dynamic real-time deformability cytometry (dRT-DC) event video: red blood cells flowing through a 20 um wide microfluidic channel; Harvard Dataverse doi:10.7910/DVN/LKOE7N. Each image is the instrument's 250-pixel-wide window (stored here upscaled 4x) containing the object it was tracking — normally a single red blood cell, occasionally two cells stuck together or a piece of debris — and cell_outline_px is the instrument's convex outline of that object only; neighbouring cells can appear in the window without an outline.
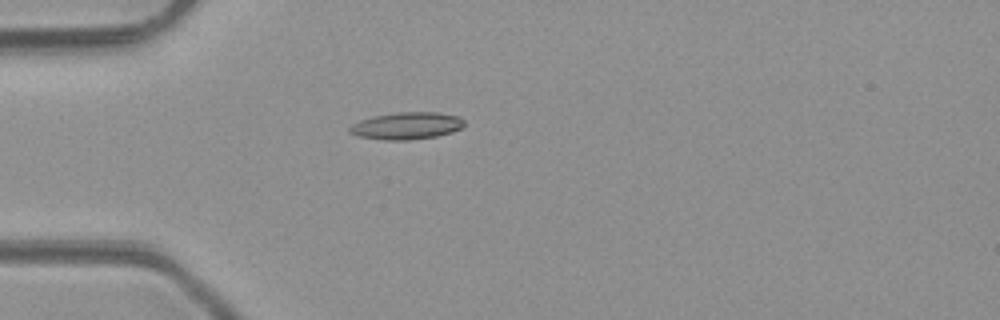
{"species": "common noctule bat (a hibernating species)", "species_latin": "Nyctalus noctula", "temperature_condition": "room temperature", "stored_images_in_passage": 4, "camera_frame_rate_fps": 3000, "um_per_image_px": 0.085, "animal": {"sex": "male", "body_mass_g": 23.1, "forearm_length_mm": 52.7}, "frame": {"image": 1, "passage_image": 4, "time_ms": 4.333, "image_size_px": [1000, 320], "cell_outline_px": [[464, 128], [452, 132], [436, 136], [408, 140], [384, 140], [360, 136], [348, 132], [348, 128], [352, 124], [360, 120], [372, 116], [396, 112], [436, 112], [460, 116], [464, 120]], "centroid_in_image_um": [34.58, 10.68], "position_along_channel_um": 50.4, "area_um2": 18.26}}